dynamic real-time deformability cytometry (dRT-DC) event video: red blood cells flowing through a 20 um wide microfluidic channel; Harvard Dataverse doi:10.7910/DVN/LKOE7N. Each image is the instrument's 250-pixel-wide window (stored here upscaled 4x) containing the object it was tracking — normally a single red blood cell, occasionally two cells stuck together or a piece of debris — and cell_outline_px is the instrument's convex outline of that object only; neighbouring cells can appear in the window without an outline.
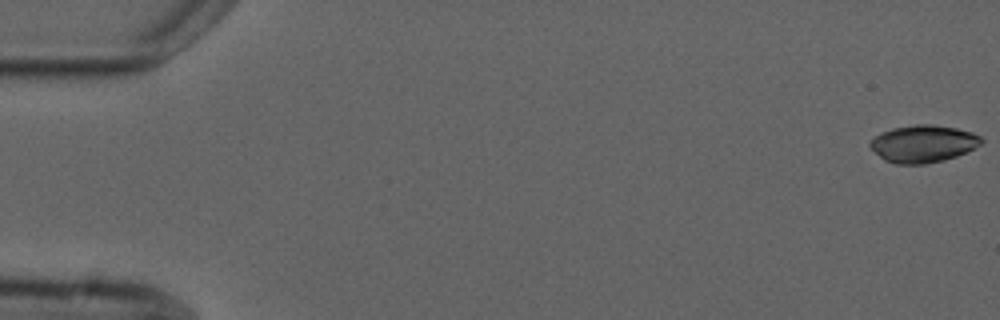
{"species": "common noctule bat (a hibernating species)", "species_latin": "Nyctalus noctula", "temperature_condition": "cold", "stored_images_in_passage": 6, "camera_frame_rate_fps": 3000, "um_per_image_px": 0.085, "animal": {"sex": "male", "forearm_length_mm": 52.5}, "frame": {"image": 1, "passage_image": 1, "time_ms": 0.0, "image_size_px": [1000, 320], "cell_outline_px": [[984, 140], [980, 144], [956, 156], [944, 160], [924, 164], [896, 164], [884, 160], [868, 144], [880, 132], [892, 128], [916, 124], [932, 124], [956, 128], [972, 132], [980, 136]], "centroid_in_image_um": [78.46, 12.21], "position_along_channel_um": 6.5, "area_um2": 23.99}}
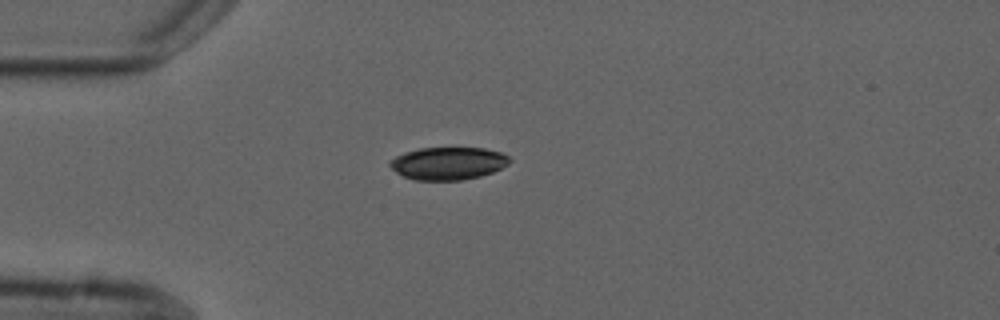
{"frame": {"image": 2, "passage_image": 5, "time_ms": 4.667, "image_size_px": [1000, 320], "cell_outline_px": [[512, 160], [508, 164], [492, 172], [480, 176], [460, 180], [416, 180], [404, 176], [396, 172], [388, 164], [396, 156], [404, 152], [420, 148], [484, 148], [500, 152], [508, 156]], "centroid_in_image_um": [38.09, 13.88], "position_along_channel_um": 46.9, "area_um2": 22.6}}